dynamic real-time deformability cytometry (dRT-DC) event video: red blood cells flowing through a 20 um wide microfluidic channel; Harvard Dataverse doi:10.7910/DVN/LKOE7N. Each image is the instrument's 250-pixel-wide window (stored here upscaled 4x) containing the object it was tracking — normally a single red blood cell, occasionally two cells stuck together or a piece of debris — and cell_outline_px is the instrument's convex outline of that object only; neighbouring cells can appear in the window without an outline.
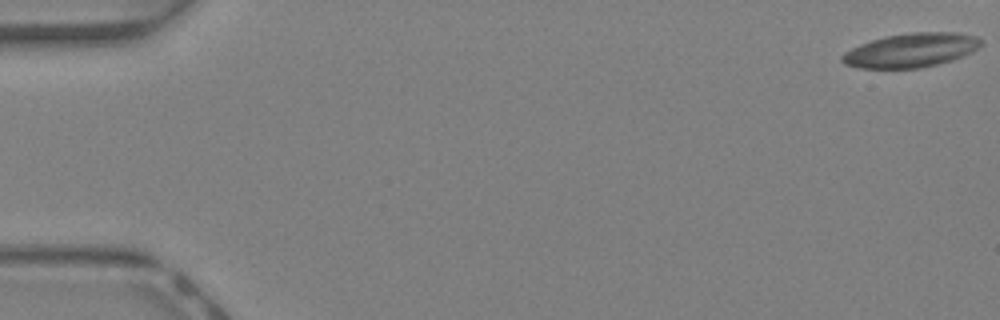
{"species": "Egyptian fruit bat (a non-hibernating species)", "species_latin": "Rousettus aegyptiacus", "temperature_condition": "warm", "stored_images_in_passage": 7, "camera_frame_rate_fps": 3000, "um_per_image_px": 0.085, "animal": {"sex": "female"}, "frame": {"image": 1, "passage_image": 1, "time_ms": 0.0, "image_size_px": [1000, 320], "cell_outline_px": [[984, 44], [972, 52], [952, 60], [920, 68], [860, 68], [844, 64], [840, 60], [840, 56], [844, 52], [860, 44], [884, 36], [912, 32], [956, 32], [976, 36]], "centroid_in_image_um": [77.43, 4.26], "position_along_channel_um": 7.6, "area_um2": 27.63}}